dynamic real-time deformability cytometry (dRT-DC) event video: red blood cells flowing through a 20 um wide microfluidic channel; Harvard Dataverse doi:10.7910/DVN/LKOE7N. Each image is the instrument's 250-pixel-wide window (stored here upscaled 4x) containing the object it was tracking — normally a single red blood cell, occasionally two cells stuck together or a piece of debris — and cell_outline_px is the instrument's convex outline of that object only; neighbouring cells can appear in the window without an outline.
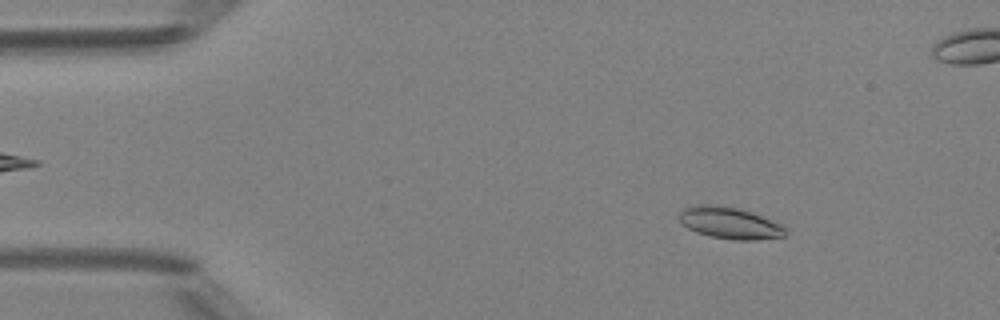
{"species": "Egyptian fruit bat (a non-hibernating species)", "species_latin": "Rousettus aegyptiacus", "temperature_condition": "room temperature", "stored_images_in_passage": 50, "segment_of_instrument_passage": [1, 2], "camera_frame_rate_fps": 3000, "um_per_image_px": 0.085, "animal": {"sex": "female"}, "frame": {"image": 1, "passage_image": 7, "time_ms": 2.0, "image_size_px": [1000, 320], "cell_outline_px": [[784, 236], [756, 240], [736, 240], [712, 236], [696, 232], [688, 228], [680, 220], [680, 212], [684, 208], [692, 204], [708, 204], [736, 208], [752, 212], [780, 224], [784, 228]], "centroid_in_image_um": [61.99, 18.94], "position_along_channel_um": 23.0, "area_um2": 19.25}}
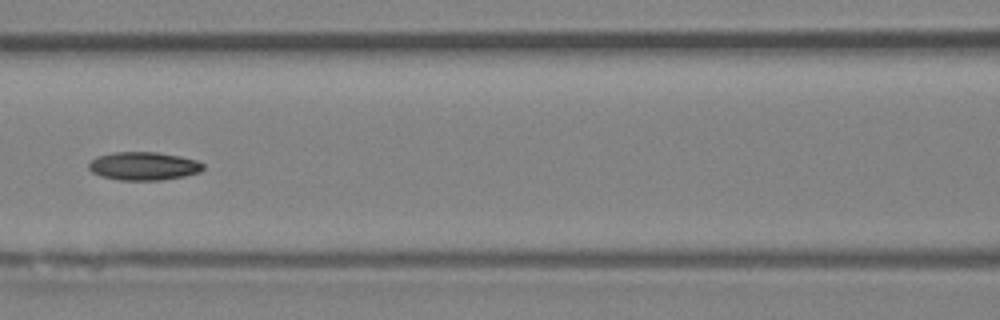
{"frame": {"image": 2, "passage_image": 22, "time_ms": 7.0, "image_size_px": [1000, 320], "cell_outline_px": [[204, 168], [200, 172], [184, 176], [160, 180], [120, 180], [100, 176], [92, 172], [88, 168], [88, 164], [96, 156], [112, 152], [156, 152], [180, 156], [196, 160], [204, 164]], "centroid_in_image_um": [12.19, 14.11], "position_along_channel_um": 154.4, "area_um2": 18.9}}
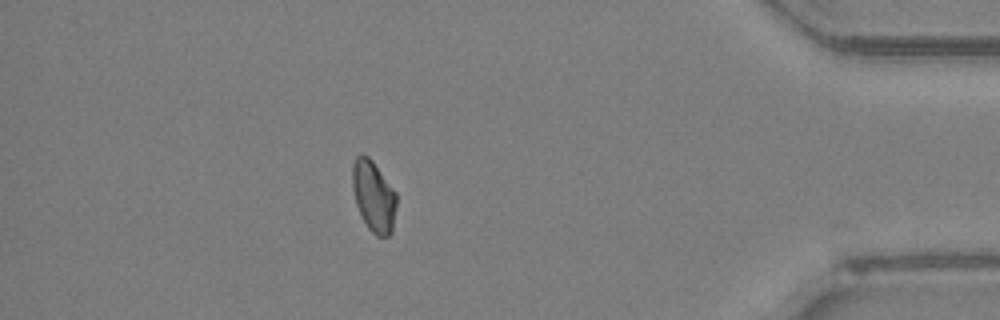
{"frame": {"image": 3, "passage_image": 43, "time_ms": 14.0, "image_size_px": [1000, 320], "cell_outline_px": [[396, 204], [392, 232], [388, 236], [376, 236], [368, 228], [356, 204], [352, 188], [352, 164], [356, 156], [368, 156], [372, 160], [396, 192]], "centroid_in_image_um": [31.75, 16.68], "position_along_channel_um": 403.4, "area_um2": 18.09}}